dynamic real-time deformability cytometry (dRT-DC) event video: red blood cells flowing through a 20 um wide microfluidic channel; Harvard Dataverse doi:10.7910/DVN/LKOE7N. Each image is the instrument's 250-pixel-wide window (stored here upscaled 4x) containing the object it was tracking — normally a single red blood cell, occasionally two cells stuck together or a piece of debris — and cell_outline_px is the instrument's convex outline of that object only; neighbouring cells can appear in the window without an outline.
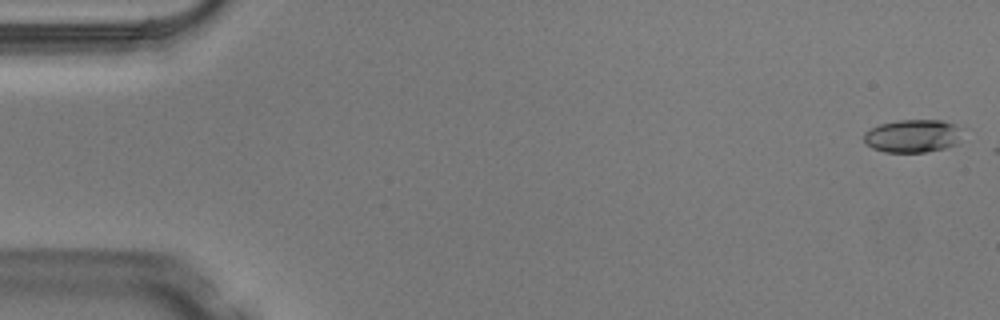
{"species": "Egyptian fruit bat (a non-hibernating species)", "species_latin": "Rousettus aegyptiacus", "temperature_condition": "warm", "stored_images_in_passage": 4, "camera_frame_rate_fps": 3000, "um_per_image_px": 0.085, "animal": {"sex": "male"}, "frame": {"image": 1, "passage_image": 1, "time_ms": 0.0, "image_size_px": [1000, 320], "cell_outline_px": [[968, 128], [956, 144], [944, 148], [924, 152], [884, 152], [872, 148], [864, 140], [864, 132], [880, 124], [900, 120], [940, 120], [956, 124]], "centroid_in_image_um": [77.68, 11.54], "position_along_channel_um": 7.3, "area_um2": 19.25}}